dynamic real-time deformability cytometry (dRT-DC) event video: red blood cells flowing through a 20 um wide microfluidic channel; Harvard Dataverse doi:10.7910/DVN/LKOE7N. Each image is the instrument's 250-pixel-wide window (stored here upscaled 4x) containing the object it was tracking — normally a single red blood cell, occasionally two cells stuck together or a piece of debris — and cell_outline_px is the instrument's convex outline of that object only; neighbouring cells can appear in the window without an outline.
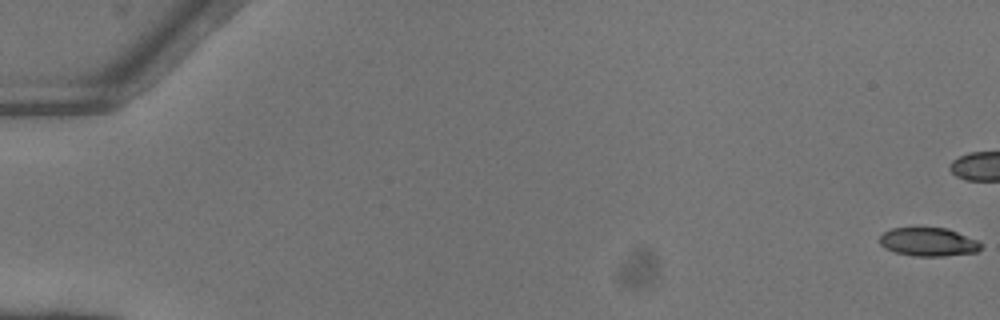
{"species": "common noctule bat (a hibernating species)", "species_latin": "Nyctalus noctula", "temperature_condition": "warm", "stored_images_in_passage": 24, "camera_frame_rate_fps": 3000, "um_per_image_px": 0.085, "animal": {"sex": "female"}, "frame": {"image": 1, "passage_image": 1, "time_ms": 0.0, "image_size_px": [1000, 320], "cell_outline_px": [[984, 244], [976, 252], [944, 256], [912, 256], [896, 252], [884, 248], [880, 244], [880, 236], [884, 232], [892, 228], [948, 228], [976, 240]], "centroid_in_image_um": [78.91, 20.57], "position_along_channel_um": 6.1, "area_um2": 16.76}}
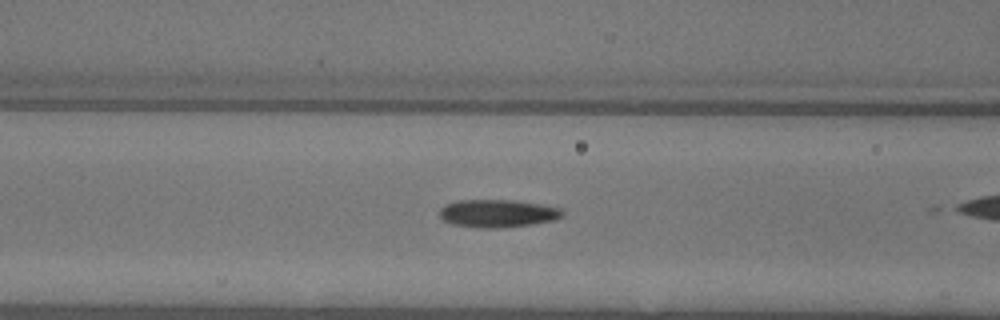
{"frame": {"image": 2, "passage_image": 23, "time_ms": 7.333, "image_size_px": [1000, 320], "cell_outline_px": [[564, 216], [552, 220], [528, 224], [496, 228], [480, 228], [452, 224], [444, 220], [440, 216], [440, 208], [444, 204], [456, 200], [516, 200], [540, 204], [560, 208], [564, 212]], "centroid_in_image_um": [42.26, 18.12], "position_along_channel_um": 124.3, "area_um2": 19.83}}